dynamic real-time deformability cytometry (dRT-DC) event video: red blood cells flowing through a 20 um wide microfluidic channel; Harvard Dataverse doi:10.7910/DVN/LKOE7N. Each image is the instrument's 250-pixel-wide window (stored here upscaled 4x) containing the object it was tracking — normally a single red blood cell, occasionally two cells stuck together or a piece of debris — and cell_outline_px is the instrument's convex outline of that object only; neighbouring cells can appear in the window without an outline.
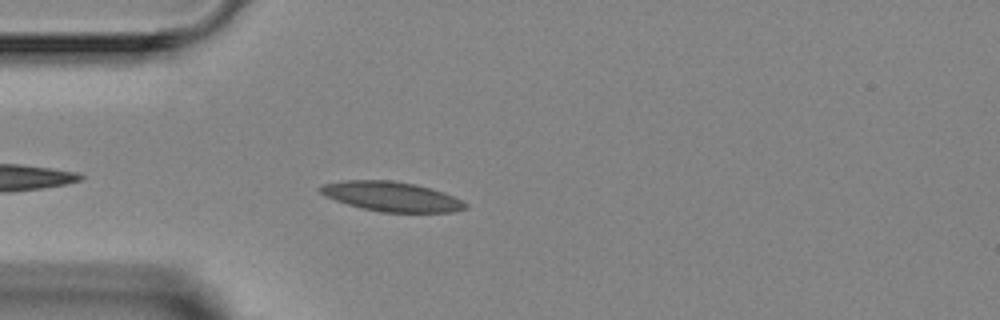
{"species": "Egyptian fruit bat (a non-hibernating species)", "species_latin": "Rousettus aegyptiacus", "temperature_condition": "room temperature", "stored_images_in_passage": 4, "camera_frame_rate_fps": 3000, "um_per_image_px": 0.085, "animal": {"sex": "female"}, "frame": {"image": 1, "passage_image": 4, "time_ms": 3.333, "image_size_px": [1000, 320], "cell_outline_px": [[468, 208], [452, 212], [380, 212], [348, 204], [324, 196], [316, 188], [324, 184], [344, 180], [392, 180], [416, 184], [444, 192], [468, 204]], "centroid_in_image_um": [33.27, 16.7], "position_along_channel_um": 51.7, "area_um2": 25.03}}